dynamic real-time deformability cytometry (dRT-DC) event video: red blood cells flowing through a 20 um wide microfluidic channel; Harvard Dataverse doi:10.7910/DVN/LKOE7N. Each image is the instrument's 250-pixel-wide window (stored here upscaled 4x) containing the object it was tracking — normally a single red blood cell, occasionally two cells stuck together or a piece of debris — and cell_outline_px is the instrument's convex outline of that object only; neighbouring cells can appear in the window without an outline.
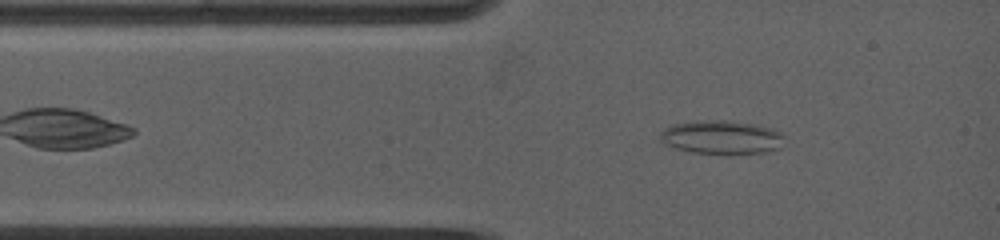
{"species": "common noctule bat (a hibernating species)", "species_latin": "Nyctalus noctula", "temperature_condition": "warm", "stored_images_in_passage": 21, "camera_frame_rate_fps": 5000, "um_per_image_px": 0.085, "animal": {"sex": "female", "body_mass_g": 19.0, "forearm_length_mm": 53.3}, "frame": {"image": 1, "passage_image": 3, "time_ms": 0.6, "image_size_px": [1000, 240], "cell_outline_px": [[784, 136], [780, 148], [764, 152], [724, 156], [692, 152], [676, 148], [664, 144], [660, 140], [660, 132], [664, 128], [672, 124], [700, 120], [724, 120], [756, 124], [772, 128], [780, 132]], "centroid_in_image_um": [61.32, 11.69], "position_along_channel_um": 23.7, "area_um2": 24.97}}
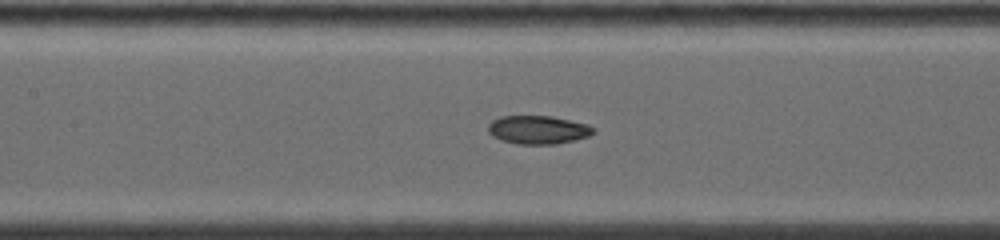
{"frame": {"image": 2, "passage_image": 15, "time_ms": 4.4, "image_size_px": [1000, 240], "cell_outline_px": [[596, 132], [588, 136], [556, 144], [516, 144], [500, 140], [492, 136], [488, 132], [488, 124], [492, 120], [500, 116], [552, 116], [588, 124], [596, 128]], "centroid_in_image_um": [45.72, 11.03], "position_along_channel_um": 161.7, "area_um2": 17.57}}
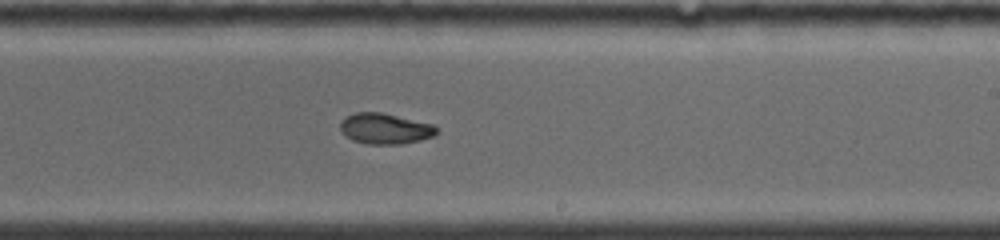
{"frame": {"image": 3, "passage_image": 21, "time_ms": 6.8, "image_size_px": [1000, 240], "cell_outline_px": [[440, 132], [432, 136], [420, 140], [400, 144], [368, 144], [352, 140], [340, 128], [340, 120], [356, 112], [380, 112], [432, 124]], "centroid_in_image_um": [32.73, 10.93], "position_along_channel_um": 256.3, "area_um2": 16.99}}